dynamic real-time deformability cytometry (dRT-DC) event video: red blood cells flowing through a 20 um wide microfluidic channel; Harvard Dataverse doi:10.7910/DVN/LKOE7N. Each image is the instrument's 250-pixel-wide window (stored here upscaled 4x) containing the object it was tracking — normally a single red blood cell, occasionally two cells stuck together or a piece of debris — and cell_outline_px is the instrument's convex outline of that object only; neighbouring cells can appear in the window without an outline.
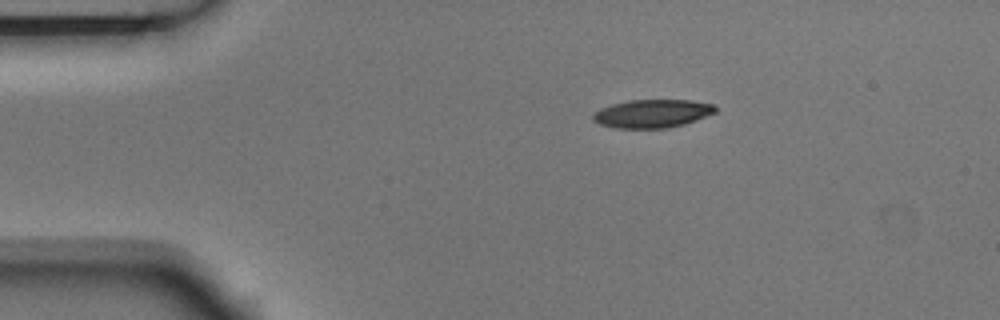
{"species": "Egyptian fruit bat (a non-hibernating species)", "species_latin": "Rousettus aegyptiacus", "temperature_condition": "room temperature", "stored_images_in_passage": 9, "camera_frame_rate_fps": 3000, "um_per_image_px": 0.085, "animal": {"sex": "male"}, "frame": {"image": 1, "passage_image": 1, "time_ms": 0.0, "image_size_px": [1000, 320], "cell_outline_px": [[716, 112], [684, 124], [668, 128], [616, 128], [600, 124], [592, 120], [592, 116], [600, 108], [612, 104], [628, 100], [692, 100], [716, 104]], "centroid_in_image_um": [55.45, 9.65], "position_along_channel_um": 29.5, "area_um2": 20.17}}
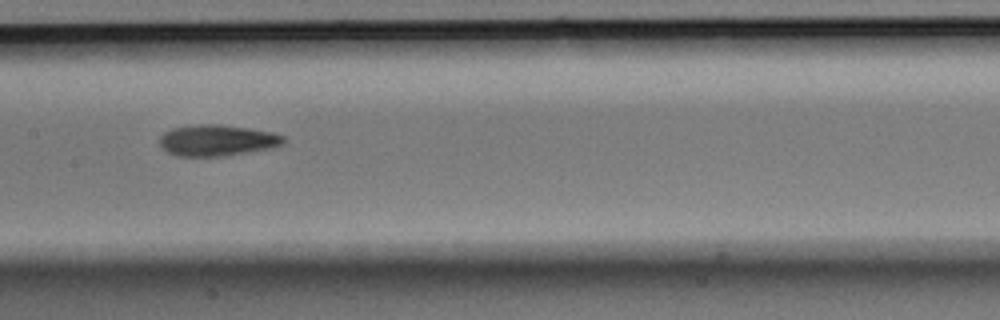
{"frame": {"image": 2, "passage_image": 6, "time_ms": 1.667, "image_size_px": [1000, 320], "cell_outline_px": [[288, 140], [284, 144], [272, 148], [220, 156], [176, 156], [160, 148], [160, 136], [164, 132], [172, 128], [200, 124], [216, 124], [248, 128], [272, 132], [284, 136]], "centroid_in_image_um": [18.46, 11.93], "position_along_channel_um": 188.9, "area_um2": 22.54}}
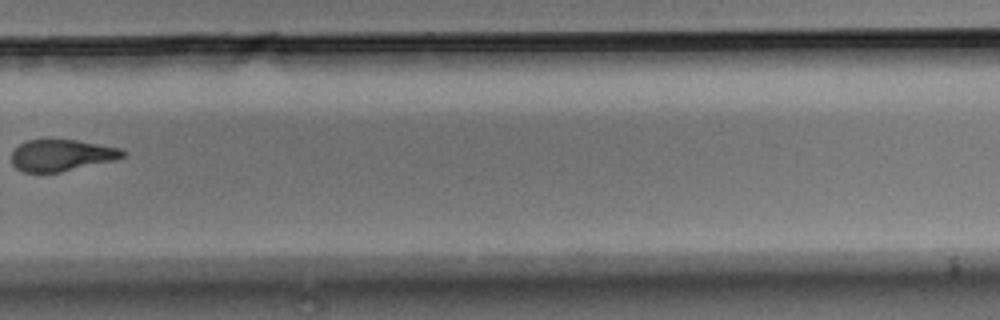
{"frame": {"image": 3, "passage_image": 9, "time_ms": 2.667, "image_size_px": [1000, 320], "cell_outline_px": [[128, 152], [124, 156], [116, 160], [60, 172], [24, 172], [16, 168], [12, 164], [12, 152], [20, 144], [28, 140], [76, 140], [120, 148]], "centroid_in_image_um": [5.26, 13.2], "position_along_channel_um": 324.5, "area_um2": 20.35}}